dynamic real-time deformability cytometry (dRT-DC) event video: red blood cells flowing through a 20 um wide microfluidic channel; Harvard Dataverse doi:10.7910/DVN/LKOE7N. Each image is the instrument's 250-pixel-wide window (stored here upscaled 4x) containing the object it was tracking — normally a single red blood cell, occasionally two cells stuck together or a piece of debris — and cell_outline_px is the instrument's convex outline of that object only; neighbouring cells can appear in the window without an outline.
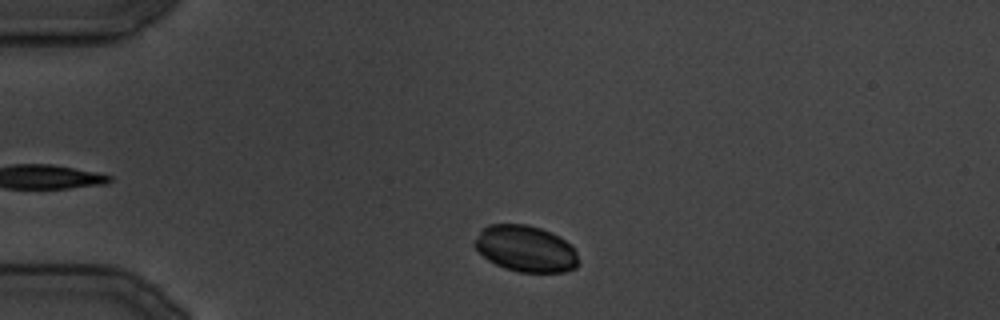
{"species": "common noctule bat (a hibernating species)", "species_latin": "Nyctalus noctula", "temperature_condition": "cold", "stored_images_in_passage": 93, "camera_frame_rate_fps": 3000, "um_per_image_px": 0.085, "animal": {"sex": "male", "body_mass_g": 19.5, "forearm_length_mm": 54.6}, "frame": {"image": 1, "passage_image": 9, "time_ms": 2.667, "image_size_px": [1000, 320], "cell_outline_px": [[580, 264], [576, 268], [564, 272], [520, 272], [504, 268], [488, 260], [472, 244], [480, 232], [488, 224], [528, 224], [552, 232], [564, 240], [576, 252]], "centroid_in_image_um": [44.69, 21.14], "position_along_channel_um": 40.3, "area_um2": 27.98}}
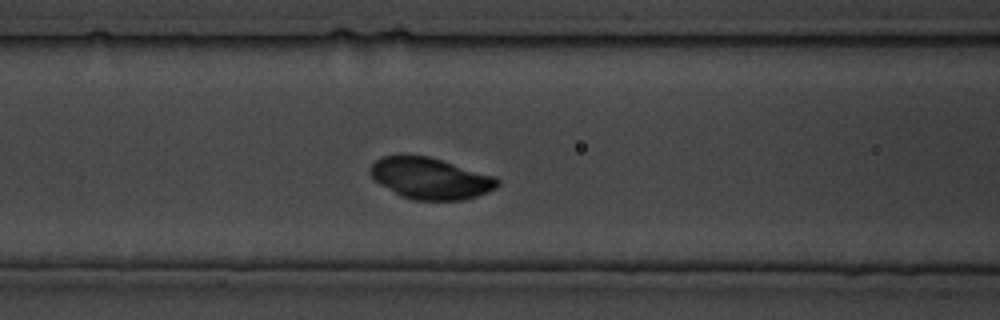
{"frame": {"image": 2, "passage_image": 33, "time_ms": 10.667, "image_size_px": [1000, 320], "cell_outline_px": [[500, 184], [496, 188], [488, 192], [464, 200], [412, 200], [400, 196], [380, 184], [368, 172], [368, 168], [380, 156], [400, 152], [428, 156], [496, 176], [500, 180]], "centroid_in_image_um": [36.54, 15.13], "position_along_channel_um": 130.1, "area_um2": 31.39}}
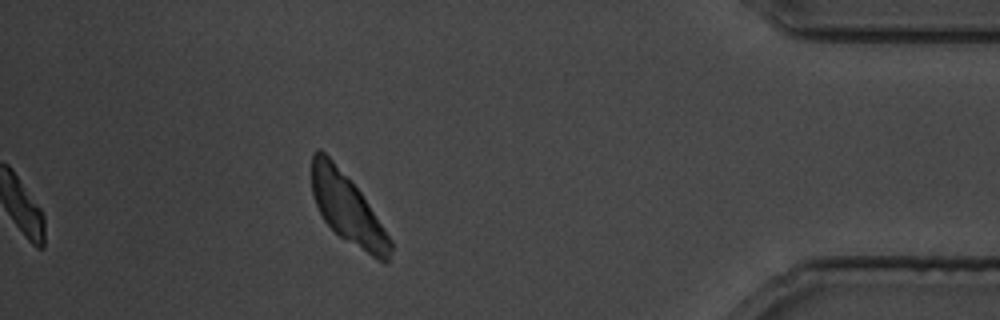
{"frame": {"image": 3, "passage_image": 93, "time_ms": 30.667, "image_size_px": [1000, 320], "cell_outline_px": [[392, 248], [388, 260], [384, 264], [340, 236], [324, 220], [312, 196], [312, 152], [316, 148], [320, 148], [332, 160], [360, 192], [392, 240]], "centroid_in_image_um": [29.52, 17.74], "position_along_channel_um": 405.7, "area_um2": 31.27}}